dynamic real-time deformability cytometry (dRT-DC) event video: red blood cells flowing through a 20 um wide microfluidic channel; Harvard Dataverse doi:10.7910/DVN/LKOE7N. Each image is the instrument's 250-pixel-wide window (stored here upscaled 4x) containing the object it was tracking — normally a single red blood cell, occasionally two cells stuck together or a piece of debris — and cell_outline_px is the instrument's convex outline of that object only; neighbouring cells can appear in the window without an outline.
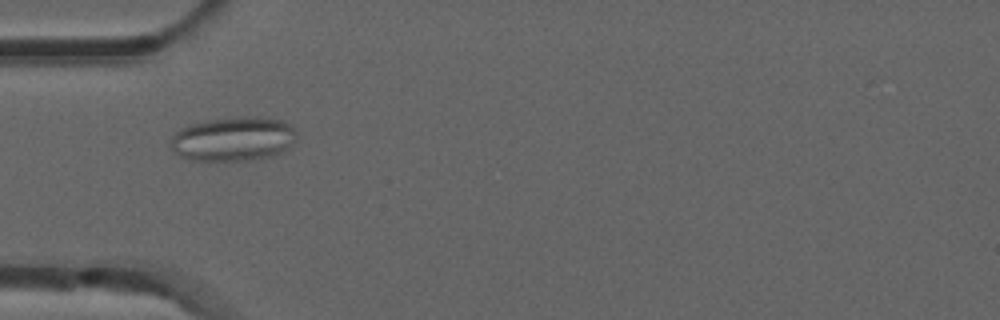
{"species": "common noctule bat (a hibernating species)", "species_latin": "Nyctalus noctula", "temperature_condition": "room temperature", "stored_images_in_passage": 11, "camera_frame_rate_fps": 3000, "um_per_image_px": 0.085, "animal": {"sex": "male", "forearm_length_mm": 52.5}, "frame": {"image": 1, "passage_image": 2, "time_ms": 0.333, "image_size_px": [1000, 320], "cell_outline_px": [[296, 136], [292, 144], [280, 152], [268, 156], [244, 160], [188, 160], [172, 152], [172, 136], [180, 128], [192, 124], [208, 120], [240, 116], [256, 116], [284, 120], [296, 132]], "centroid_in_image_um": [19.8, 11.79], "position_along_channel_um": 65.2, "area_um2": 32.25}}
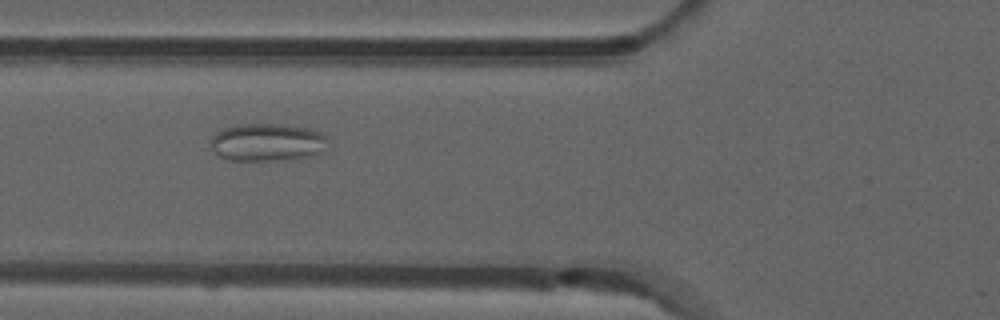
{"frame": {"image": 2, "passage_image": 5, "time_ms": 1.333, "image_size_px": [1000, 320], "cell_outline_px": [[328, 140], [320, 152], [304, 156], [272, 160], [228, 160], [212, 152], [208, 144], [212, 136], [216, 132], [224, 128], [240, 124], [276, 124], [308, 128], [320, 132], [328, 136]], "centroid_in_image_um": [22.62, 12.08], "position_along_channel_um": 103.2, "area_um2": 25.55}}